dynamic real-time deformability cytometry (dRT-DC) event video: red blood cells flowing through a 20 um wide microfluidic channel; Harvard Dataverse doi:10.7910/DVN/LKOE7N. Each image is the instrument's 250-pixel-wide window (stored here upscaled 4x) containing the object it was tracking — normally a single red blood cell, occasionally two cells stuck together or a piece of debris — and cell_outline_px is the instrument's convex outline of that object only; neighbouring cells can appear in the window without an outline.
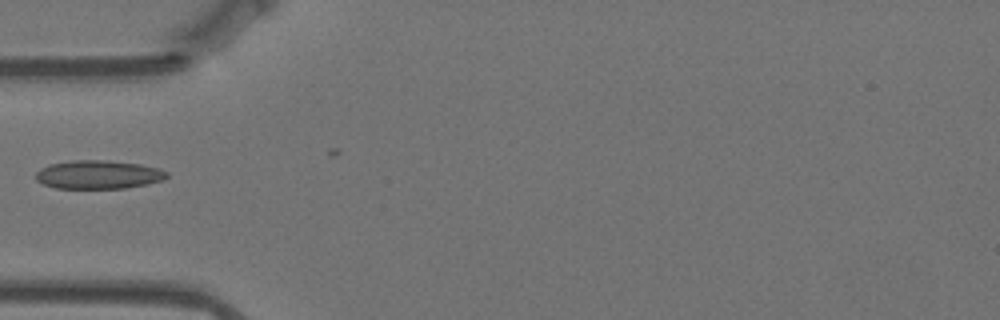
{"species": "Egyptian fruit bat (a non-hibernating species)", "species_latin": "Rousettus aegyptiacus", "temperature_condition": "warm", "stored_images_in_passage": 8, "camera_frame_rate_fps": 3000, "um_per_image_px": 0.085, "animal": {"sex": "female"}, "frame": {"image": 1, "passage_image": 1, "time_ms": 0.0, "image_size_px": [1000, 320], "cell_outline_px": [[168, 176], [164, 180], [148, 184], [124, 188], [56, 188], [44, 184], [36, 180], [36, 172], [40, 168], [48, 164], [72, 160], [108, 160], [140, 164], [160, 168], [168, 172]], "centroid_in_image_um": [8.38, 14.83], "position_along_channel_um": 76.6, "area_um2": 21.96}}
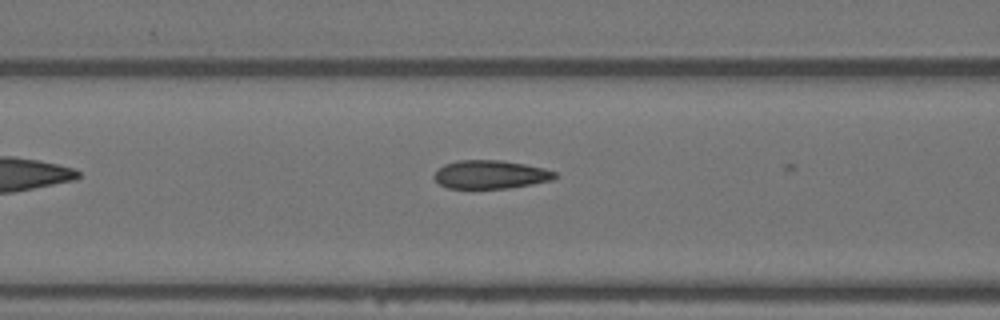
{"frame": {"image": 2, "passage_image": 5, "time_ms": 1.333, "image_size_px": [1000, 320], "cell_outline_px": [[556, 176], [552, 180], [532, 184], [508, 188], [448, 188], [440, 184], [432, 176], [444, 164], [456, 160], [500, 160], [524, 164], [544, 168], [556, 172]], "centroid_in_image_um": [41.68, 14.83], "position_along_channel_um": 124.9, "area_um2": 19.88}}